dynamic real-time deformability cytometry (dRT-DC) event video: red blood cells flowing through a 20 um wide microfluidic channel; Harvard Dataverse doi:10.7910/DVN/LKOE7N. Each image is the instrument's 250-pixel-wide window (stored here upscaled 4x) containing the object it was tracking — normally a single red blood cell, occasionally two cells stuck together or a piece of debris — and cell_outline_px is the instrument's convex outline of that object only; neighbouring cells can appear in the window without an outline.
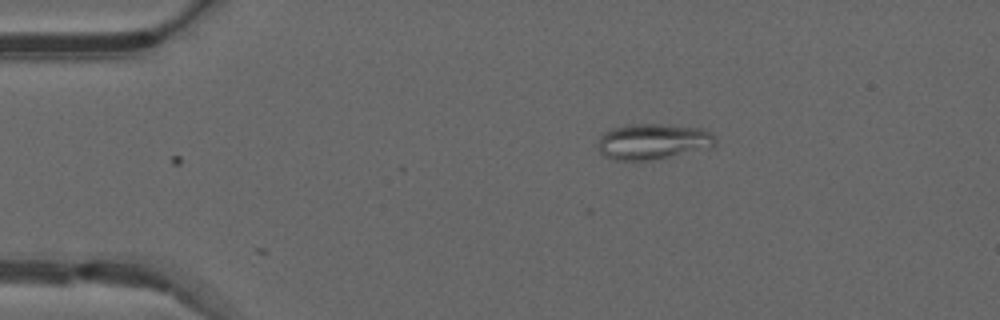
{"species": "common noctule bat (a hibernating species)", "species_latin": "Nyctalus noctula", "temperature_condition": "warm", "stored_images_in_passage": 4, "camera_frame_rate_fps": 3000, "um_per_image_px": 0.085, "animal": {"sex": "male", "forearm_length_mm": 52.5}, "frame": {"image": 1, "passage_image": 4, "time_ms": 1.0, "image_size_px": [1000, 320], "cell_outline_px": [[716, 144], [712, 148], [652, 160], [616, 160], [604, 156], [600, 152], [600, 136], [604, 132], [612, 128], [628, 124], [660, 124], [704, 128], [712, 132], [716, 136]], "centroid_in_image_um": [55.57, 12.02], "position_along_channel_um": 29.4, "area_um2": 24.68}}